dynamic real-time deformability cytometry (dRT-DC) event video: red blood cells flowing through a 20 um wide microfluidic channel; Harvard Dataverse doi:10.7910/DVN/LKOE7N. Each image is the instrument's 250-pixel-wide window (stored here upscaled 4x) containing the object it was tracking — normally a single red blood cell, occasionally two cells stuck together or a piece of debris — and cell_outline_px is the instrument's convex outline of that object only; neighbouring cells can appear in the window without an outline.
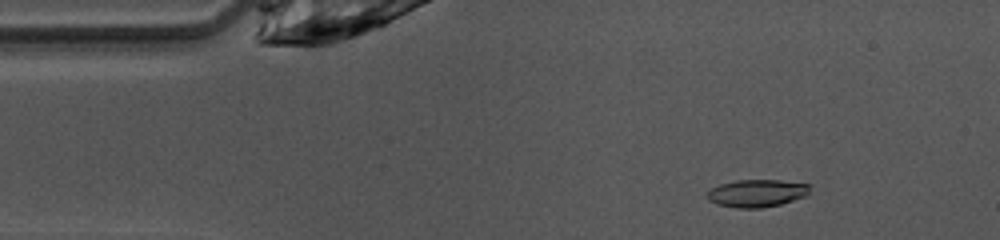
{"species": "common noctule bat (a hibernating species)", "species_latin": "Nyctalus noctula", "temperature_condition": "warm", "stored_images_in_passage": 48, "camera_frame_rate_fps": 3000, "um_per_image_px": 0.085, "animal": {"sex": "female", "body_mass_g": 10.0, "forearm_length_mm": 53.1}, "frame": {"image": 1, "passage_image": 6, "time_ms": 1.667, "image_size_px": [1000, 240], "cell_outline_px": [[812, 184], [808, 196], [780, 204], [760, 208], [736, 208], [716, 204], [708, 200], [704, 196], [712, 188], [720, 184], [736, 180], [780, 180]], "centroid_in_image_um": [64.35, 16.42], "position_along_channel_um": 20.6, "area_um2": 16.76}}
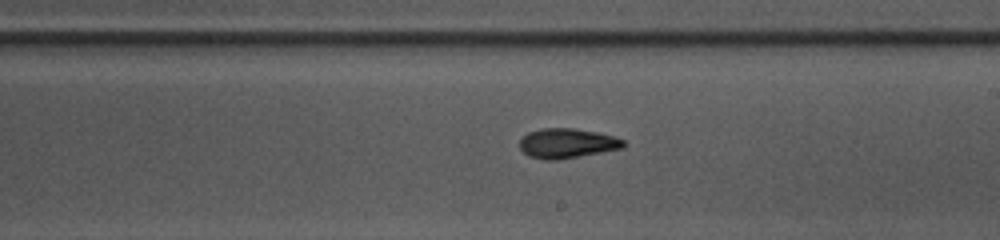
{"frame": {"image": 2, "passage_image": 26, "time_ms": 8.333, "image_size_px": [1000, 240], "cell_outline_px": [[624, 148], [556, 160], [544, 160], [528, 156], [520, 148], [520, 140], [528, 132], [540, 128], [572, 128], [596, 132], [612, 136], [624, 140]], "centroid_in_image_um": [48.17, 12.18], "position_along_channel_um": 240.8, "area_um2": 17.86}}
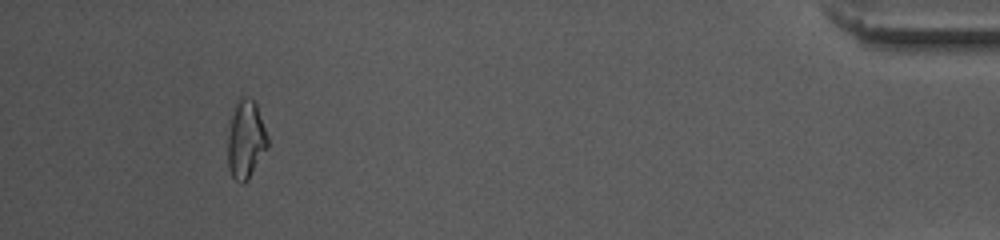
{"frame": {"image": 3, "passage_image": 44, "time_ms": 14.333, "image_size_px": [1000, 240], "cell_outline_px": [[268, 148], [248, 180], [240, 184], [232, 176], [228, 168], [228, 136], [232, 116], [236, 104], [240, 96], [248, 96], [256, 100], [268, 136]], "centroid_in_image_um": [20.92, 11.84], "position_along_channel_um": 414.3, "area_um2": 18.44}, "authors_computed_cell_mechanics": {"area_um2": 17.3978, "velocity_mm_per_s": 4.1002, "shape_relaxation_time_tau1_ms": 2.9942, "shape_relaxation_time_tau2_ms": 5.9065, "deformation_change_tau1": 0.1469, "deformation_change_tau2": 0.0832}}